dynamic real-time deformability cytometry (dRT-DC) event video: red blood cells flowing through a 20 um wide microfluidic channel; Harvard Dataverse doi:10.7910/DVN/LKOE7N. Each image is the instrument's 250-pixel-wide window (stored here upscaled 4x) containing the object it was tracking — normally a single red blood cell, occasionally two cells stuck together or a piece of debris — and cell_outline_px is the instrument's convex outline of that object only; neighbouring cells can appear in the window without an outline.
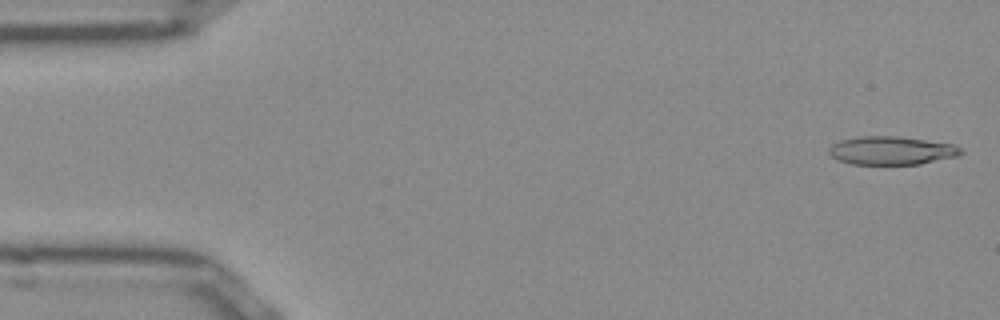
{"species": "Egyptian fruit bat (a non-hibernating species)", "species_latin": "Rousettus aegyptiacus", "temperature_condition": "room temperature", "stored_images_in_passage": 12, "camera_frame_rate_fps": 3000, "um_per_image_px": 0.085, "frame": {"image": 1, "passage_image": 1, "time_ms": 0.0, "image_size_px": [1000, 320], "cell_outline_px": [[964, 152], [960, 156], [920, 164], [852, 164], [836, 160], [828, 152], [828, 148], [832, 144], [840, 140], [860, 136], [896, 136], [952, 144], [960, 148]], "centroid_in_image_um": [75.76, 12.8], "position_along_channel_um": 9.2, "area_um2": 21.85}}